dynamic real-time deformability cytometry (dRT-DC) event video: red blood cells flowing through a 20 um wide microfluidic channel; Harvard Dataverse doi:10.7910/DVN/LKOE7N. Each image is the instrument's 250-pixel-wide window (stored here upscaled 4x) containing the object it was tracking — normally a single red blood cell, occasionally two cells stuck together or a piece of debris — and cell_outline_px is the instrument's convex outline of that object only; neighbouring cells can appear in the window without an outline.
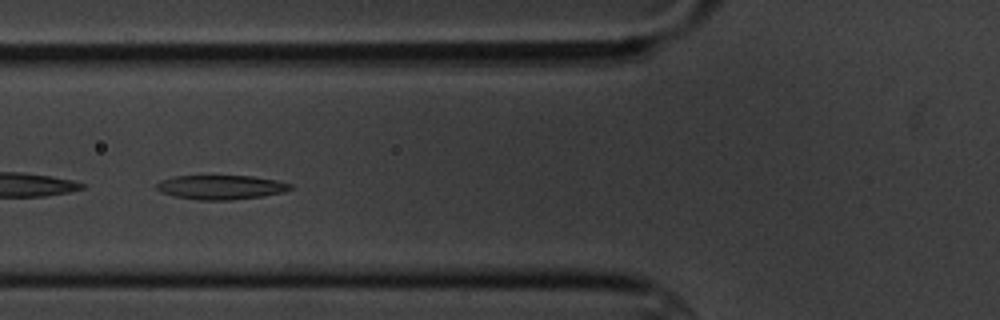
{"species": "common noctule bat (a hibernating species)", "species_latin": "Nyctalus noctula", "temperature_condition": "cold", "stored_images_in_passage": 14, "camera_frame_rate_fps": 3000, "um_per_image_px": 0.085, "animal": {"sex": "male", "body_mass_g": 20.1, "forearm_length_mm": 53.5}, "frame": {"image": 1, "passage_image": 5, "time_ms": 5.333, "image_size_px": [1000, 320], "cell_outline_px": [[292, 188], [284, 192], [260, 196], [232, 200], [200, 200], [176, 196], [160, 192], [156, 188], [156, 184], [160, 180], [176, 176], [252, 176], [276, 180], [292, 184]], "centroid_in_image_um": [18.77, 15.91], "position_along_channel_um": 107.0, "area_um2": 18.79}}
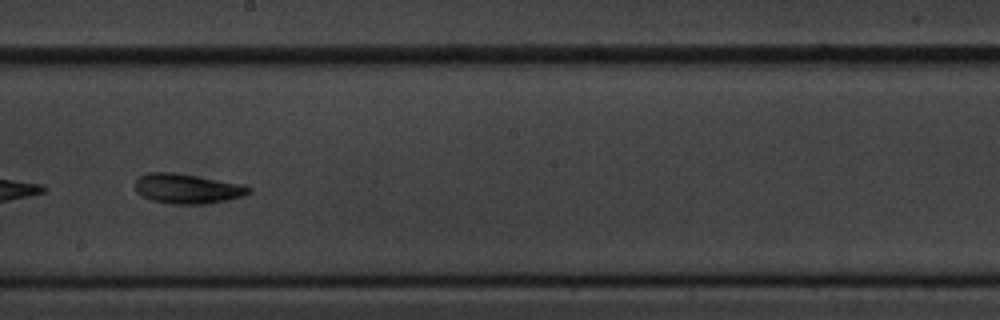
{"frame": {"image": 2, "passage_image": 8, "time_ms": 9.0, "image_size_px": [1000, 320], "cell_outline_px": [[252, 192], [244, 196], [228, 200], [208, 204], [168, 204], [152, 200], [136, 192], [136, 180], [140, 176], [148, 172], [172, 172], [244, 184], [252, 188]], "centroid_in_image_um": [15.97, 16.04], "position_along_channel_um": 232.2, "area_um2": 19.88}}
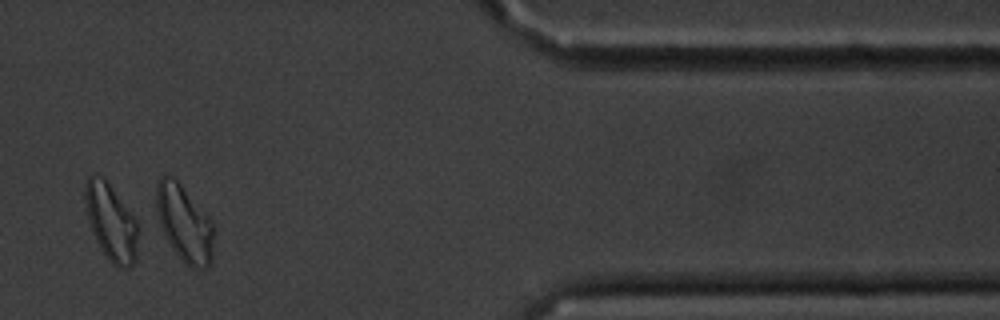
{"frame": {"image": 3, "passage_image": 12, "time_ms": 14.667, "image_size_px": [1000, 320], "cell_outline_px": [[216, 228], [212, 260], [204, 268], [196, 272], [184, 264], [172, 248], [164, 236], [156, 212], [156, 184], [160, 176], [172, 176], [208, 212], [216, 224]], "centroid_in_image_um": [15.73, 19.02], "position_along_channel_um": 395.7, "area_um2": 26.76}, "authors_computed_cell_mechanics": {"area_um2": 19.941, "velocity_mm_per_s": 3.4191, "shape_relaxation_time_tau1_ms": 3.6594, "shape_relaxation_time_tau2_ms": 3.3199, "deformation_change_tau1": 0.1253, "deformation_change_tau2": 0.1113}}